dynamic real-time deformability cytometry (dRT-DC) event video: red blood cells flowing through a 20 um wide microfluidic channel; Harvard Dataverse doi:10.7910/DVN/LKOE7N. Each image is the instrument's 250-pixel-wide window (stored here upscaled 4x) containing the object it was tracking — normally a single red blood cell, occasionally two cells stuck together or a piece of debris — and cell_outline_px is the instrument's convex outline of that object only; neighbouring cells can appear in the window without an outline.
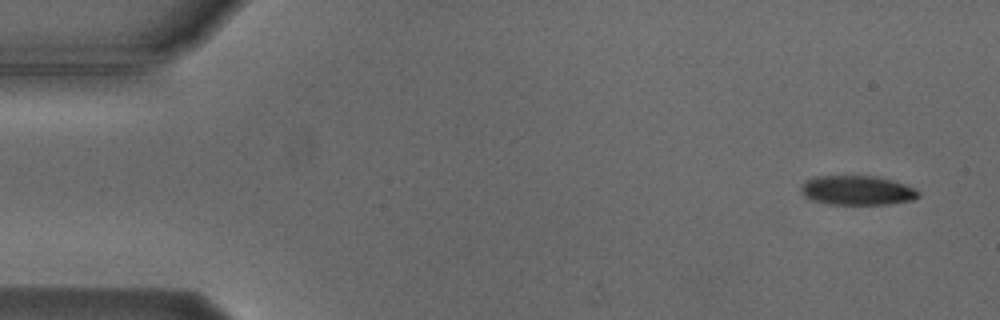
{"species": "Egyptian fruit bat (a non-hibernating species)", "species_latin": "Rousettus aegyptiacus", "temperature_condition": "cold", "stored_images_in_passage": 4, "camera_frame_rate_fps": 3000, "um_per_image_px": 0.085, "animal": {"sex": "male"}, "frame": {"image": 1, "passage_image": 1, "time_ms": 0.0, "image_size_px": [1000, 320], "cell_outline_px": [[920, 196], [912, 200], [888, 204], [828, 204], [812, 200], [804, 196], [800, 188], [808, 180], [816, 176], [876, 176], [892, 180], [904, 184], [920, 192]], "centroid_in_image_um": [72.87, 16.18], "position_along_channel_um": 12.1, "area_um2": 19.94}}